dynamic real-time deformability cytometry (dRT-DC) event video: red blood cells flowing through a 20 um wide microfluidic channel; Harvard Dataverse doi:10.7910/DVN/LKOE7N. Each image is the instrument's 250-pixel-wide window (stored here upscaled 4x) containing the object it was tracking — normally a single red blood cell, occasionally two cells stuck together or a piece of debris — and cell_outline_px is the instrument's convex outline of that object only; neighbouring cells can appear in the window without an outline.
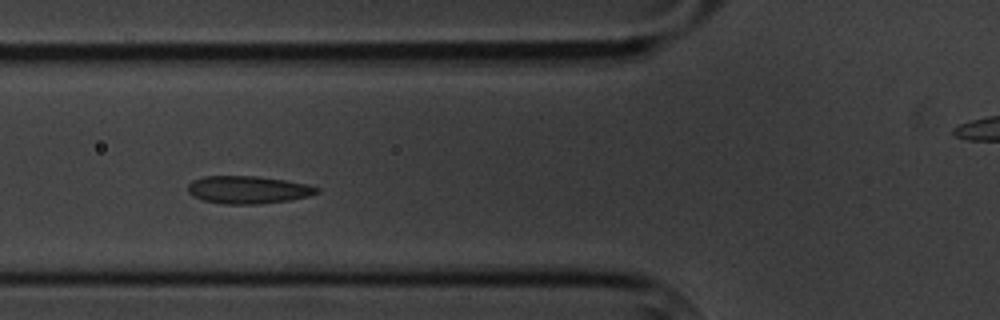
{"species": "common noctule bat (a hibernating species)", "species_latin": "Nyctalus noctula", "temperature_condition": "cold", "stored_images_in_passage": 8, "segment_of_instrument_passage": [1, 2], "camera_frame_rate_fps": 3000, "um_per_image_px": 0.085, "animal": {"sex": "male", "body_mass_g": 20.1, "forearm_length_mm": 53.5}, "frame": {"image": 1, "passage_image": 5, "time_ms": 4.667, "image_size_px": [1000, 320], "cell_outline_px": [[320, 192], [308, 196], [288, 200], [260, 204], [224, 204], [204, 200], [192, 196], [188, 192], [188, 184], [192, 180], [204, 176], [256, 176], [284, 180], [308, 184], [320, 188]], "centroid_in_image_um": [21.08, 16.13], "position_along_channel_um": 104.7, "area_um2": 20.81}}
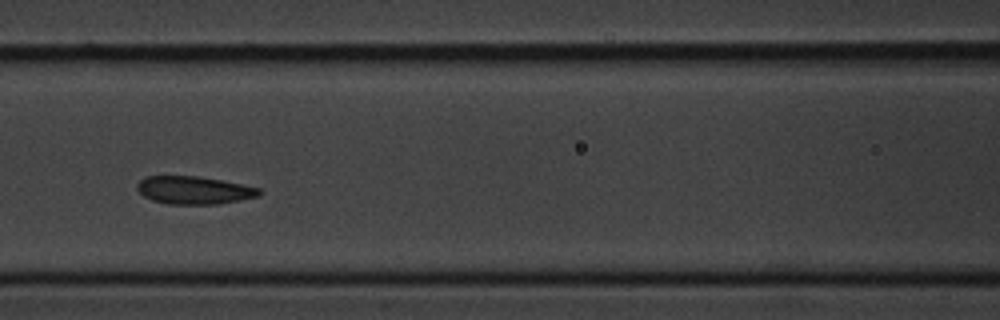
{"frame": {"image": 2, "passage_image": 6, "time_ms": 6.0, "image_size_px": [1000, 320], "cell_outline_px": [[264, 192], [260, 196], [220, 204], [168, 204], [152, 200], [144, 196], [136, 188], [136, 184], [144, 176], [200, 176], [260, 188]], "centroid_in_image_um": [16.5, 16.17], "position_along_channel_um": 150.1, "area_um2": 19.94}}
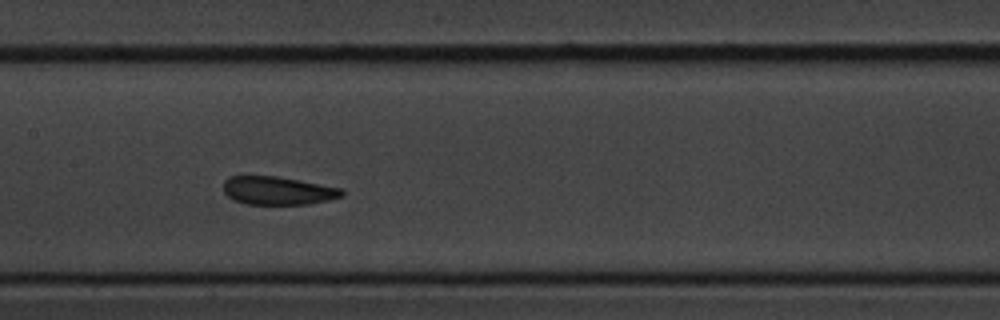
{"frame": {"image": 3, "passage_image": 7, "time_ms": 7.0, "image_size_px": [1000, 320], "cell_outline_px": [[344, 196], [328, 200], [308, 204], [248, 204], [236, 200], [228, 196], [224, 192], [224, 180], [232, 176], [276, 176], [300, 180], [340, 188], [344, 192]], "centroid_in_image_um": [23.63, 16.2], "position_along_channel_um": 183.8, "area_um2": 19.31}}